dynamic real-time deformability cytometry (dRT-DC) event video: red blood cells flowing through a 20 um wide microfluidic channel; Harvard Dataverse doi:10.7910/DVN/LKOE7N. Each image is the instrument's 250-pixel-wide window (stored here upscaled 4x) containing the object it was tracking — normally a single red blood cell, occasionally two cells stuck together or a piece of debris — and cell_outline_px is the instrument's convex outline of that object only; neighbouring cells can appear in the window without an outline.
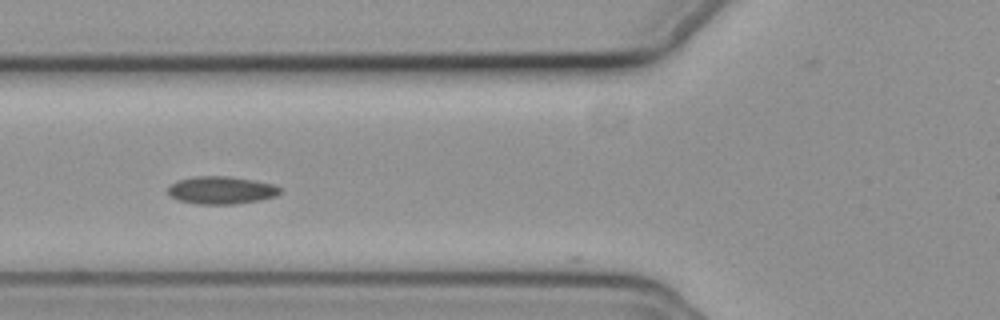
{"species": "common noctule bat (a hibernating species)", "species_latin": "Nyctalus noctula", "temperature_condition": "cold", "stored_images_in_passage": 3, "camera_frame_rate_fps": 3000, "um_per_image_px": 0.085, "animal": {"sex": "female", "body_mass_g": 19.3, "forearm_length_mm": 54.1}, "frame": {"image": 1, "passage_image": 2, "time_ms": 0.333, "image_size_px": [1000, 320], "cell_outline_px": [[280, 192], [276, 196], [260, 200], [232, 204], [196, 204], [180, 200], [168, 196], [168, 184], [176, 180], [196, 176], [228, 176], [252, 180], [272, 184], [280, 188]], "centroid_in_image_um": [18.74, 16.16], "position_along_channel_um": 107.1, "area_um2": 18.09}}